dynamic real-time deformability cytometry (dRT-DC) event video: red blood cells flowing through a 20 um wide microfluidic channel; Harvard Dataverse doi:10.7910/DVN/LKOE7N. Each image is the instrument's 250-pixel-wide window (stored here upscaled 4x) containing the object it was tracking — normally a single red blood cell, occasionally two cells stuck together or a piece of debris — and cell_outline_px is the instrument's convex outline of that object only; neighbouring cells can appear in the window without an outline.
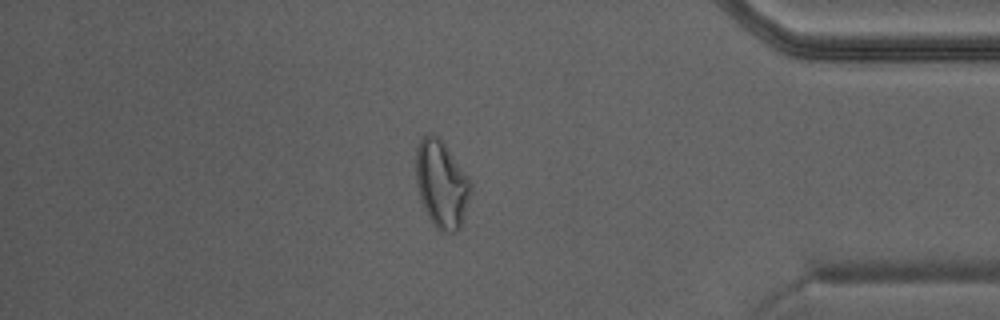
{"species": "Egyptian fruit bat (a non-hibernating species)", "species_latin": "Rousettus aegyptiacus", "temperature_condition": "warm", "stored_images_in_passage": 43, "camera_frame_rate_fps": 3000, "um_per_image_px": 0.085, "animal": {"sex": "male"}, "frame": {"image": 1, "passage_image": 37, "time_ms": 12.0, "image_size_px": [1000, 320], "cell_outline_px": [[472, 192], [460, 228], [456, 232], [440, 232], [436, 228], [428, 216], [420, 200], [416, 184], [416, 148], [420, 136], [428, 132], [436, 136], [444, 144], [468, 176], [472, 184]], "centroid_in_image_um": [37.52, 15.65], "position_along_channel_um": 397.7, "area_um2": 28.09}}
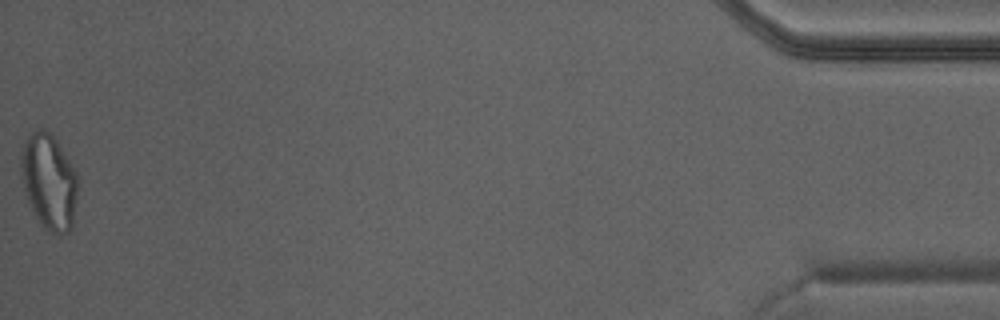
{"frame": {"image": 2, "passage_image": 43, "time_ms": 14.0, "image_size_px": [1000, 320], "cell_outline_px": [[76, 200], [72, 228], [68, 232], [60, 236], [56, 236], [48, 232], [40, 224], [28, 204], [24, 192], [20, 176], [20, 152], [24, 140], [32, 132], [40, 128], [48, 128], [56, 140], [76, 172]], "centroid_in_image_um": [4.12, 15.46], "position_along_channel_um": 431.1, "area_um2": 32.19}}